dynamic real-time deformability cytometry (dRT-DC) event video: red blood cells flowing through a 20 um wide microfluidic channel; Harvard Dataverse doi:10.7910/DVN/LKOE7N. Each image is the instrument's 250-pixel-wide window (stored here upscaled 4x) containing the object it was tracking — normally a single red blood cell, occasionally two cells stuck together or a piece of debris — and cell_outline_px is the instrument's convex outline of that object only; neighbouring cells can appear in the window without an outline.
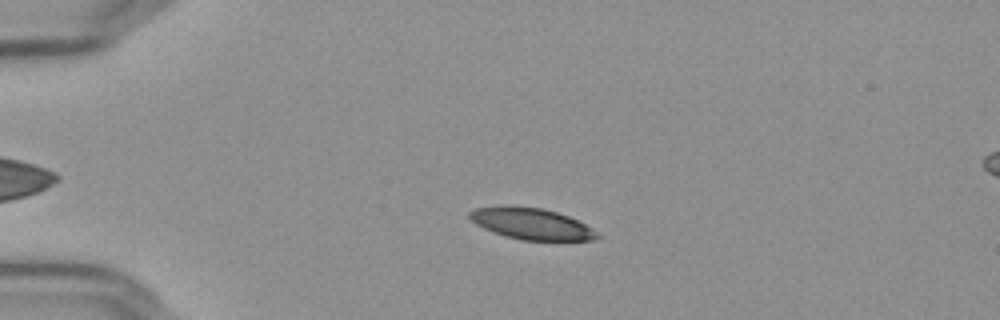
{"species": "Egyptian fruit bat (a non-hibernating species)", "species_latin": "Rousettus aegyptiacus", "temperature_condition": "cold", "stored_images_in_passage": 56, "camera_frame_rate_fps": 3000, "um_per_image_px": 0.085, "frame": {"image": 1, "passage_image": 13, "time_ms": 4.0, "image_size_px": [1000, 320], "cell_outline_px": [[600, 236], [596, 240], [520, 240], [504, 236], [484, 228], [476, 224], [468, 216], [468, 212], [476, 208], [500, 204], [512, 204], [544, 208], [568, 216], [592, 228]], "centroid_in_image_um": [45.12, 18.99], "position_along_channel_um": 39.9, "area_um2": 23.64}}
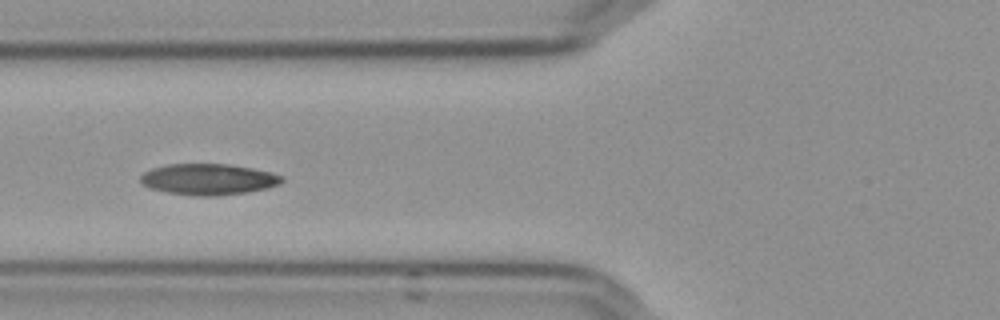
{"frame": {"image": 2, "passage_image": 22, "time_ms": 7.0, "image_size_px": [1000, 320], "cell_outline_px": [[284, 180], [280, 184], [268, 188], [248, 192], [216, 196], [196, 196], [168, 192], [148, 188], [140, 184], [140, 176], [144, 172], [152, 168], [168, 164], [228, 164], [252, 168], [272, 172], [284, 176]], "centroid_in_image_um": [17.72, 15.24], "position_along_channel_um": 108.1, "area_um2": 25.89}}
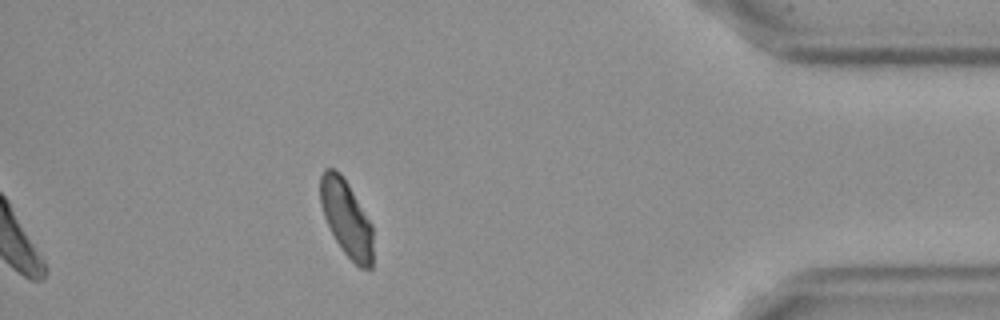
{"frame": {"image": 3, "passage_image": 50, "time_ms": 16.333, "image_size_px": [1000, 320], "cell_outline_px": [[372, 268], [360, 268], [344, 252], [336, 240], [324, 216], [320, 204], [320, 176], [324, 168], [332, 168], [340, 172], [348, 184], [372, 224]], "centroid_in_image_um": [29.43, 18.52], "position_along_channel_um": 405.8, "area_um2": 23.18}, "authors_computed_cell_mechanics": {"area_um2": 24.3627, "velocity_mm_per_s": 3.6134, "shape_relaxation_time_tau1_ms": 5.2303, "shape_relaxation_time_tau2_ms": 2.3536, "deformation_change_tau1": 0.1338, "deformation_change_tau2": 0.0714}}